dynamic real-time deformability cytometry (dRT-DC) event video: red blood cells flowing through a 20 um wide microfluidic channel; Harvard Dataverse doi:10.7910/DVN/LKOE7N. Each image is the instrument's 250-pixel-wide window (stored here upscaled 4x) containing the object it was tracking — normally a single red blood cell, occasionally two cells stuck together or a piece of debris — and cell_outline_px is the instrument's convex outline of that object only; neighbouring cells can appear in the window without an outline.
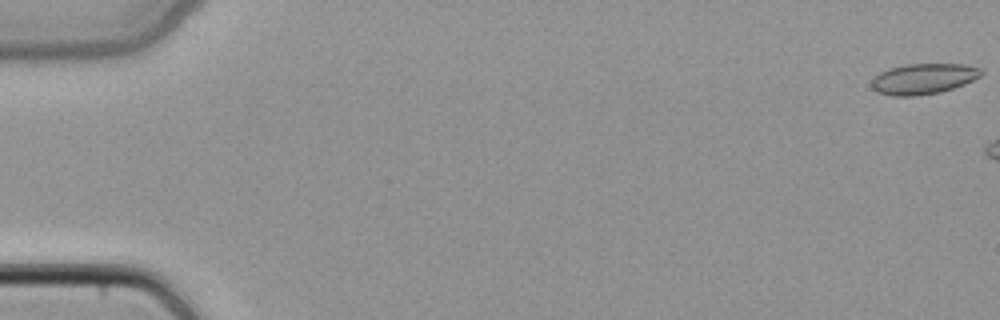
{"species": "common noctule bat (a hibernating species)", "species_latin": "Nyctalus noctula", "temperature_condition": "cold", "stored_images_in_passage": 7, "camera_frame_rate_fps": 3000, "um_per_image_px": 0.085, "animal": {"sex": "female", "body_mass_g": 22.7, "forearm_length_mm": 54.2}, "frame": {"image": 1, "passage_image": 1, "time_ms": 0.0, "image_size_px": [1000, 320], "cell_outline_px": [[984, 72], [980, 76], [964, 84], [940, 92], [916, 96], [892, 96], [876, 92], [872, 88], [872, 80], [880, 72], [888, 68], [904, 64], [964, 64], [980, 68]], "centroid_in_image_um": [78.47, 6.69], "position_along_channel_um": 6.5, "area_um2": 19.59}}